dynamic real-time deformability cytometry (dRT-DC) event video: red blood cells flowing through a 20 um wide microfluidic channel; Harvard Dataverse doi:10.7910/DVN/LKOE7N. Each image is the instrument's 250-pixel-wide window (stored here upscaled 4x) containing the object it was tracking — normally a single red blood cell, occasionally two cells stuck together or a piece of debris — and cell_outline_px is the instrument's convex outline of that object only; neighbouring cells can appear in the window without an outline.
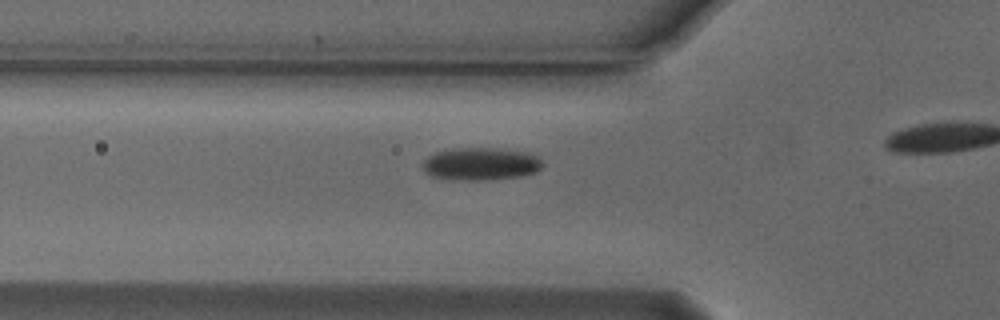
{"species": "Egyptian fruit bat (a non-hibernating species)", "species_latin": "Rousettus aegyptiacus", "temperature_condition": "cold", "stored_images_in_passage": 19, "camera_frame_rate_fps": 3000, "um_per_image_px": 0.085, "animal": {"sex": "male"}, "frame": {"image": 1, "passage_image": 14, "time_ms": 4.333, "image_size_px": [1000, 320], "cell_outline_px": [[544, 164], [536, 172], [520, 176], [484, 180], [468, 180], [432, 176], [424, 172], [420, 168], [420, 164], [428, 156], [436, 152], [452, 148], [496, 148], [524, 152], [536, 156]], "centroid_in_image_um": [40.81, 13.92], "position_along_channel_um": 85.0, "area_um2": 22.72}}